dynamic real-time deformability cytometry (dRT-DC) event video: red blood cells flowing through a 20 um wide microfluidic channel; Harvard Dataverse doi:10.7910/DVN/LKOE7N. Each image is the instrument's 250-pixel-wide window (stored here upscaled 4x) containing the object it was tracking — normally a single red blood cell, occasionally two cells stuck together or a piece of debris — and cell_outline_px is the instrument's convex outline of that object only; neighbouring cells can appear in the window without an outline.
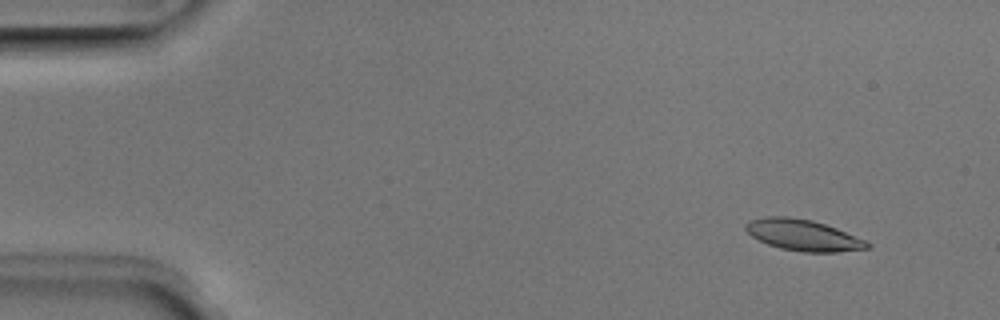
{"species": "Egyptian fruit bat (a non-hibernating species)", "species_latin": "Rousettus aegyptiacus", "temperature_condition": "room temperature", "stored_images_in_passage": 52, "camera_frame_rate_fps": 3000, "um_per_image_px": 0.085, "animal": {"sex": "male"}, "frame": {"image": 1, "passage_image": 5, "time_ms": 1.333, "image_size_px": [1000, 320], "cell_outline_px": [[872, 244], [868, 248], [836, 252], [804, 252], [780, 248], [768, 244], [752, 236], [744, 228], [744, 224], [752, 220], [768, 216], [788, 216], [812, 220], [836, 228], [864, 240]], "centroid_in_image_um": [68.25, 19.98], "position_along_channel_um": 16.8, "area_um2": 21.79}}
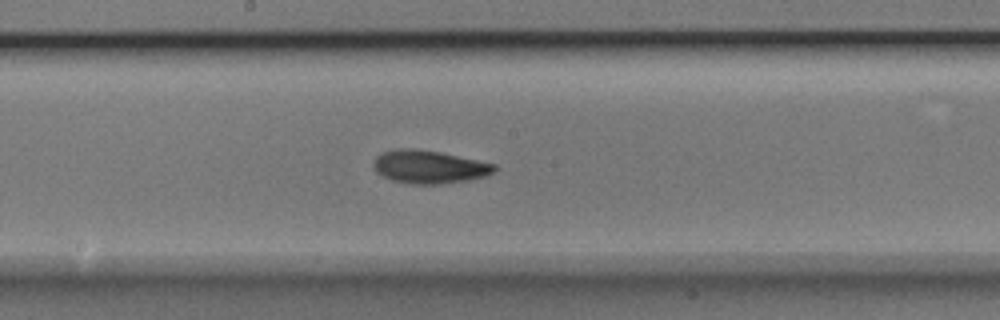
{"frame": {"image": 2, "passage_image": 28, "time_ms": 9.0, "image_size_px": [1000, 320], "cell_outline_px": [[496, 168], [492, 172], [484, 176], [468, 180], [440, 184], [412, 184], [392, 180], [376, 172], [372, 164], [376, 156], [380, 152], [400, 148], [416, 148], [440, 152], [496, 164]], "centroid_in_image_um": [36.43, 14.17], "position_along_channel_um": 211.8, "area_um2": 23.29}}
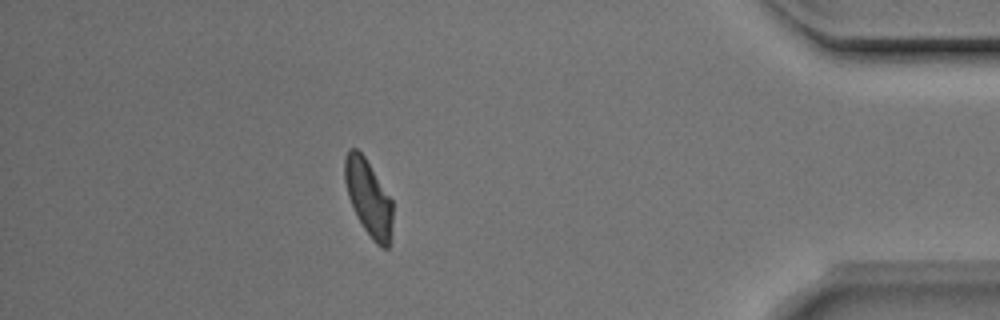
{"frame": {"image": 3, "passage_image": 46, "time_ms": 15.0, "image_size_px": [1000, 320], "cell_outline_px": [[392, 220], [388, 248], [384, 248], [376, 244], [372, 240], [364, 228], [348, 196], [344, 180], [344, 156], [348, 148], [356, 148], [364, 156], [392, 200]], "centroid_in_image_um": [31.3, 16.77], "position_along_channel_um": 403.9, "area_um2": 20.87}, "authors_computed_cell_mechanics": {"area_um2": 22.0796, "velocity_mm_per_s": 3.9274, "shape_relaxation_time_tau1_ms": 3.1741, "shape_relaxation_time_tau2_ms": 3.5301, "deformation_change_tau1": 0.1261, "deformation_change_tau2": 0.0983}}